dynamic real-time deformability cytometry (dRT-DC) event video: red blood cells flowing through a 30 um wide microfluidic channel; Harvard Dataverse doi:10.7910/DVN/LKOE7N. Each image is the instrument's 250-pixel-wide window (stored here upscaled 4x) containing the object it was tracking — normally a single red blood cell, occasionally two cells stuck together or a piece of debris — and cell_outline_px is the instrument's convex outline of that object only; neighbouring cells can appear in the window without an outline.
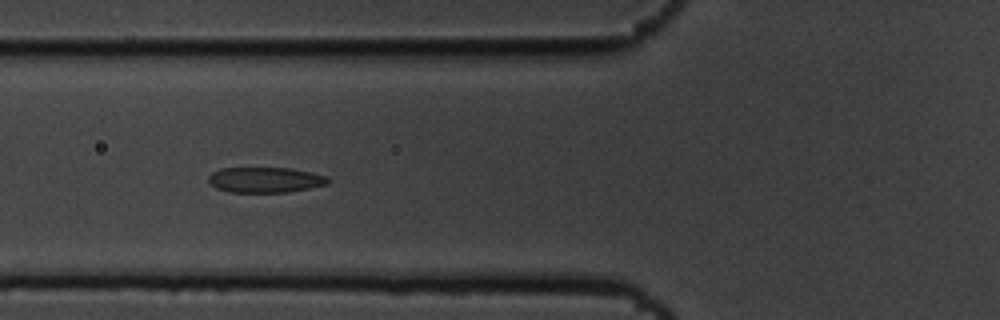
{"species": "common noctule bat (a hibernating species)", "species_latin": "Nyctalus noctula", "temperature_condition": "cold", "stored_images_in_passage": 54, "camera_frame_rate_fps": 3000, "um_per_image_px": 0.085, "animal": {"sex": "male", "body_mass_g": 19.5, "forearm_length_mm": 54.6}, "frame": {"image": 1, "passage_image": 20, "time_ms": 6.333, "image_size_px": [1000, 320], "cell_outline_px": [[332, 180], [328, 184], [288, 192], [228, 192], [216, 188], [208, 180], [208, 176], [212, 172], [220, 168], [292, 168], [312, 172], [328, 176]], "centroid_in_image_um": [22.57, 15.28], "position_along_channel_um": 103.2, "area_um2": 17.86}}
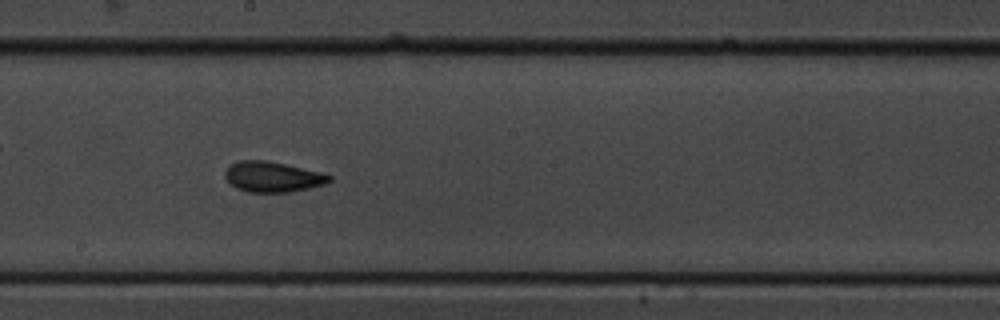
{"frame": {"image": 2, "passage_image": 30, "time_ms": 9.667, "image_size_px": [1000, 320], "cell_outline_px": [[332, 180], [324, 184], [308, 188], [288, 192], [248, 192], [236, 188], [224, 176], [224, 172], [228, 164], [240, 160], [264, 160], [284, 164], [320, 172], [332, 176]], "centroid_in_image_um": [23.13, 15.02], "position_along_channel_um": 225.1, "area_um2": 18.38}}
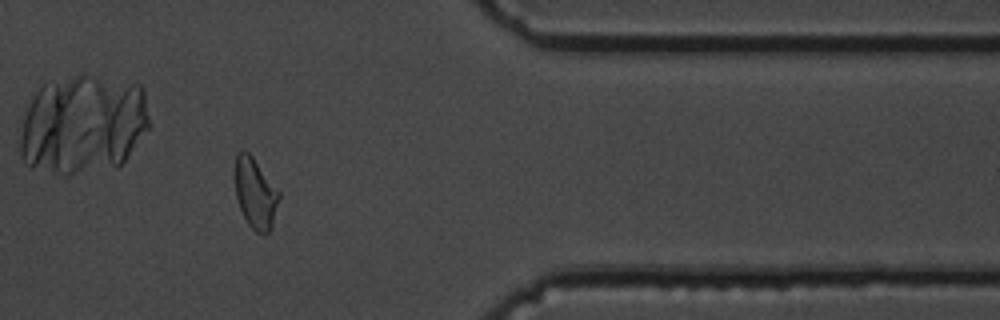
{"frame": {"image": 3, "passage_image": 45, "time_ms": 14.667, "image_size_px": [1000, 320], "cell_outline_px": [[280, 196], [272, 224], [268, 232], [256, 232], [248, 224], [240, 208], [236, 196], [236, 152], [244, 148], [252, 156], [280, 192]], "centroid_in_image_um": [21.7, 16.39], "position_along_channel_um": 389.7, "area_um2": 17.69}, "authors_computed_cell_mechanics": {"area_um2": 18.496, "velocity_mm_per_s": 3.6468, "shape_relaxation_time_tau1_ms": 3.4273, "shape_relaxation_time_tau2_ms": 1.5346, "deformation_change_tau1": 0.1201, "deformation_change_tau2": 0.0696}}